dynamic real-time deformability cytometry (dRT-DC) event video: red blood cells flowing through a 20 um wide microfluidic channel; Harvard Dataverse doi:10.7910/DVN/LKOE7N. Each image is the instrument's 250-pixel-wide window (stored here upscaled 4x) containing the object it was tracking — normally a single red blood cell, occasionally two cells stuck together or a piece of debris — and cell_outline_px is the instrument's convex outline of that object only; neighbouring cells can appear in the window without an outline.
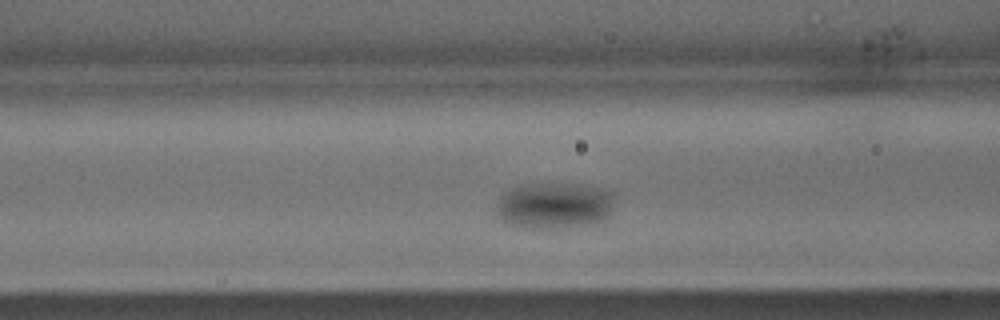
{"species": "common noctule bat (a hibernating species)", "species_latin": "Nyctalus noctula", "temperature_condition": "warm", "stored_images_in_passage": 25, "camera_frame_rate_fps": 3000, "um_per_image_px": 0.085, "animal": {"sex": "male", "body_mass_g": 15.6}, "frame": {"image": 1, "passage_image": 9, "time_ms": 2.667, "image_size_px": [1000, 320], "cell_outline_px": [[616, 196], [612, 212], [600, 220], [580, 224], [552, 228], [532, 228], [516, 224], [504, 220], [500, 212], [500, 200], [504, 192], [512, 188], [524, 184], [576, 184], [596, 188], [612, 192]], "centroid_in_image_um": [47.2, 17.43], "position_along_channel_um": 119.4, "area_um2": 30.63}}
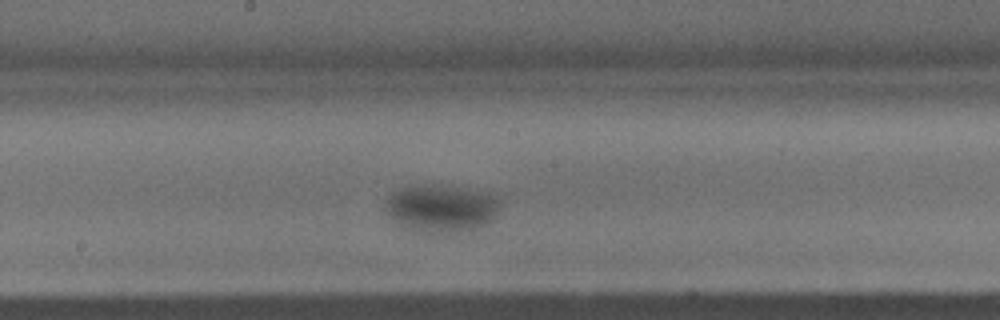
{"frame": {"image": 2, "passage_image": 14, "time_ms": 4.333, "image_size_px": [1000, 320], "cell_outline_px": [[500, 200], [496, 212], [484, 224], [476, 228], [440, 232], [412, 232], [396, 220], [388, 212], [384, 200], [400, 188], [452, 188], [492, 196]], "centroid_in_image_um": [37.43, 17.77], "position_along_channel_um": 210.8, "area_um2": 29.25}}
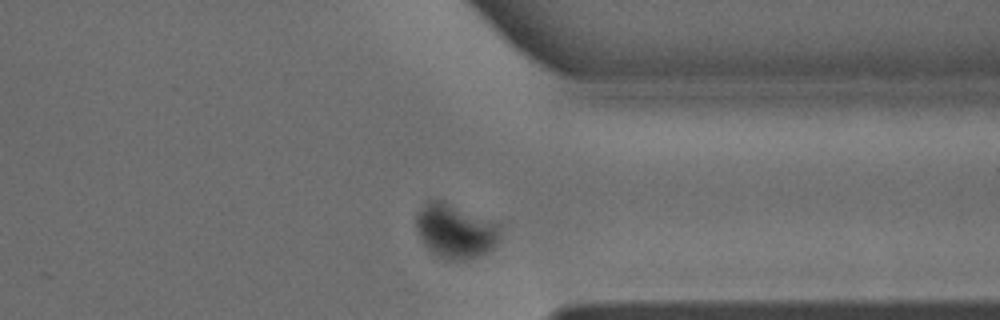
{"frame": {"image": 3, "passage_image": 23, "time_ms": 7.333, "image_size_px": [1000, 320], "cell_outline_px": [[500, 228], [496, 244], [492, 248], [476, 256], [464, 260], [444, 260], [432, 252], [428, 248], [420, 236], [416, 228], [416, 216], [420, 208], [432, 196], [500, 224]], "centroid_in_image_um": [38.66, 19.61], "position_along_channel_um": 372.7, "area_um2": 26.3}}